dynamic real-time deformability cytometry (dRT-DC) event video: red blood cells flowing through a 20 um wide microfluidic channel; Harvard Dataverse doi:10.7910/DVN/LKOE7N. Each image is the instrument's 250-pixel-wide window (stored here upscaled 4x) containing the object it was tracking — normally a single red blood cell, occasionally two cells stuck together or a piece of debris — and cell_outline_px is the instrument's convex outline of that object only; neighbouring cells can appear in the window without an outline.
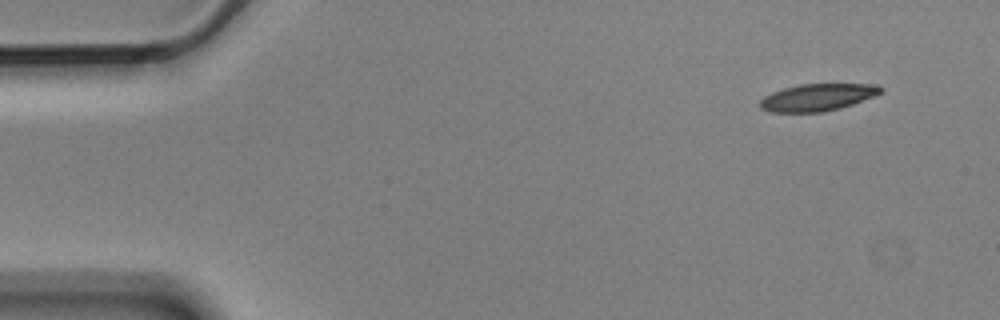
{"species": "Egyptian fruit bat (a non-hibernating species)", "species_latin": "Rousettus aegyptiacus", "temperature_condition": "cold", "stored_images_in_passage": 5, "camera_frame_rate_fps": 3000, "um_per_image_px": 0.085, "animal": {"sex": "male"}, "frame": {"image": 1, "passage_image": 1, "time_ms": 0.0, "image_size_px": [1000, 320], "cell_outline_px": [[884, 92], [852, 104], [840, 108], [824, 112], [768, 112], [760, 108], [760, 100], [764, 96], [772, 92], [784, 88], [800, 84], [868, 84], [884, 88]], "centroid_in_image_um": [69.46, 8.28], "position_along_channel_um": 15.5, "area_um2": 19.02}}
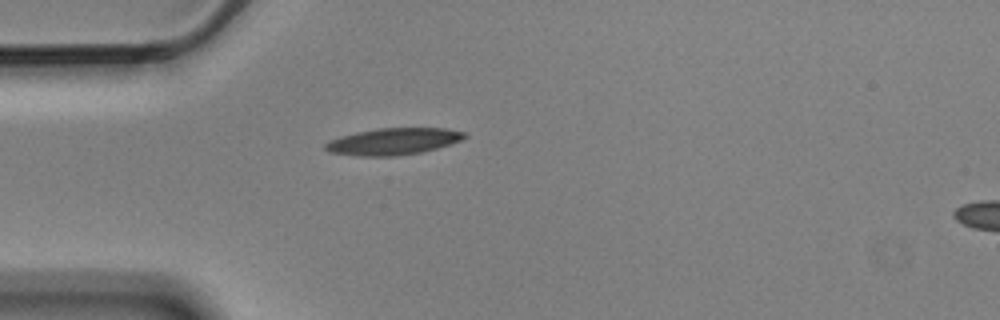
{"frame": {"image": 2, "passage_image": 4, "time_ms": 1.0, "image_size_px": [1000, 320], "cell_outline_px": [[468, 136], [460, 140], [436, 148], [420, 152], [392, 156], [360, 156], [332, 152], [324, 148], [324, 144], [328, 140], [340, 136], [356, 132], [376, 128], [444, 128], [464, 132]], "centroid_in_image_um": [33.39, 12.01], "position_along_channel_um": 51.6, "area_um2": 21.44}}